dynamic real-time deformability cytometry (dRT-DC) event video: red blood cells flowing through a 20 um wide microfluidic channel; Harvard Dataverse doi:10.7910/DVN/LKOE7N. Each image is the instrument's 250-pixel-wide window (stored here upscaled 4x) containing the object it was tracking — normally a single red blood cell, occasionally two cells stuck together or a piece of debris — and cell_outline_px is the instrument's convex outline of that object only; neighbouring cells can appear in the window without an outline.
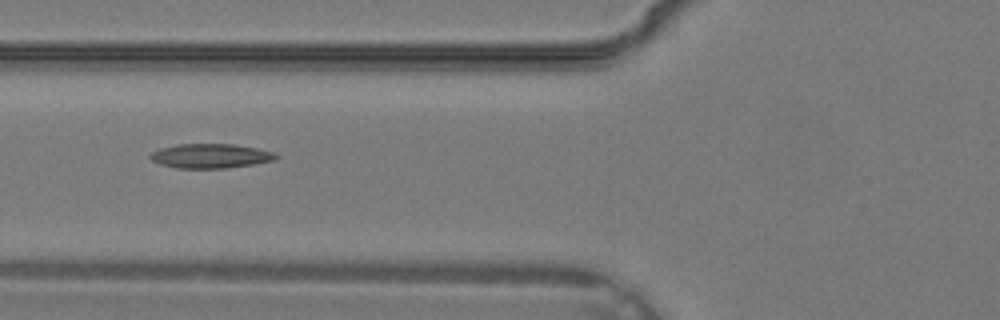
{"species": "common noctule bat (a hibernating species)", "species_latin": "Nyctalus noctula", "temperature_condition": "warm", "stored_images_in_passage": 25, "camera_frame_rate_fps": 3000, "um_per_image_px": 0.085, "animal": {"sex": "male", "body_mass_g": 19.2, "forearm_length_mm": 51.8}, "frame": {"image": 1, "passage_image": 4, "time_ms": 1.0, "image_size_px": [1000, 320], "cell_outline_px": [[280, 156], [276, 160], [252, 164], [224, 168], [176, 168], [160, 164], [152, 160], [148, 156], [152, 152], [160, 148], [176, 144], [232, 144], [256, 148], [272, 152]], "centroid_in_image_um": [17.87, 13.25], "position_along_channel_um": 107.9, "area_um2": 17.8}}
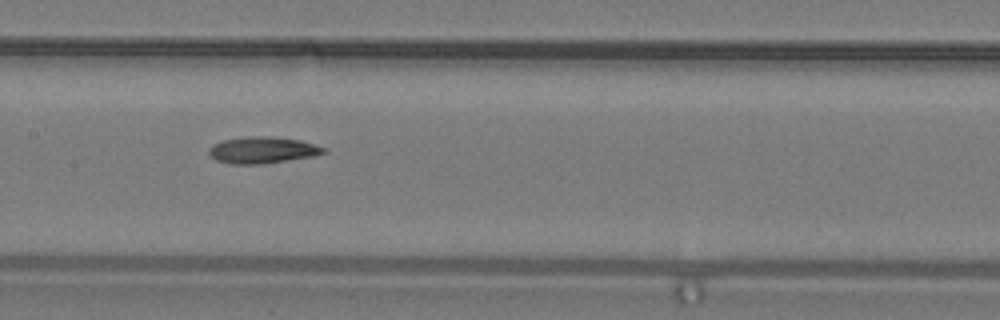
{"frame": {"image": 2, "passage_image": 8, "time_ms": 2.333, "image_size_px": [1000, 320], "cell_outline_px": [[328, 152], [312, 156], [260, 164], [232, 164], [216, 160], [208, 156], [208, 148], [212, 144], [224, 140], [252, 136], [268, 136], [300, 140], [316, 144], [328, 148]], "centroid_in_image_um": [22.31, 12.75], "position_along_channel_um": 185.1, "area_um2": 17.8}}